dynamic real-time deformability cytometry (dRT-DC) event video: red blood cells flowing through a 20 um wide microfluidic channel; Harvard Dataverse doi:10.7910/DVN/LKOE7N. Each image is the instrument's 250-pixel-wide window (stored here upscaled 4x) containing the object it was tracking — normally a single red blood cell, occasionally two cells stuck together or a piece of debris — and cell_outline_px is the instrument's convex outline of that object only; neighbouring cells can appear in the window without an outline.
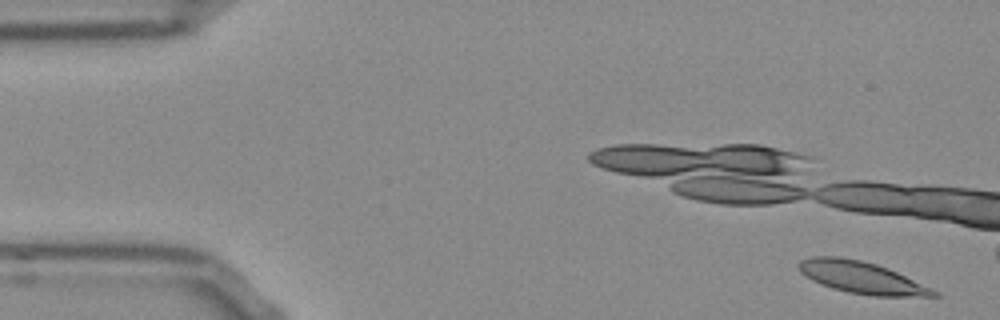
{"species": "Egyptian fruit bat (a non-hibernating species)", "species_latin": "Rousettus aegyptiacus", "temperature_condition": "room temperature", "stored_images_in_passage": 11, "camera_frame_rate_fps": 3000, "um_per_image_px": 0.085, "frame": {"image": 1, "passage_image": 2, "time_ms": 0.333, "image_size_px": [1000, 320], "cell_outline_px": [[940, 296], [872, 296], [848, 292], [832, 288], [820, 284], [812, 280], [800, 272], [796, 264], [800, 260], [812, 256], [840, 256], [860, 260], [876, 264], [888, 268], [940, 292]], "centroid_in_image_um": [73.2, 23.58], "position_along_channel_um": 11.8, "area_um2": 25.14}}